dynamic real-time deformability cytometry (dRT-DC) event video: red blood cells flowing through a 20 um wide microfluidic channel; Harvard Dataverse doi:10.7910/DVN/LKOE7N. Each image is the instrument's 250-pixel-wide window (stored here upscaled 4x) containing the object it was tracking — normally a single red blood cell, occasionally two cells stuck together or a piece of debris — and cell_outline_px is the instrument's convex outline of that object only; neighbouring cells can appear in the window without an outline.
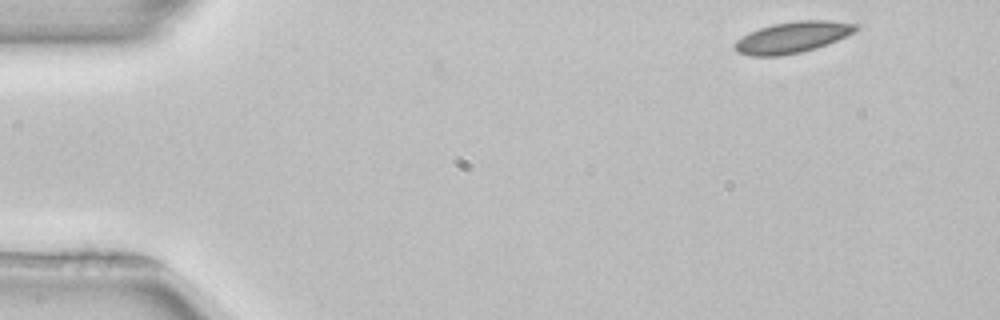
{"species": "common noctule bat (a hibernating species)", "species_latin": "Nyctalus noctula", "temperature_condition": "room temperature", "stored_images_in_passage": 2, "camera_frame_rate_fps": 3000, "um_per_image_px": 0.085, "animal": {"sex": "female", "body_mass_g": 22.7, "forearm_length_mm": 54.2}, "frame": {"image": 1, "passage_image": 2, "time_ms": 0.333, "image_size_px": [1000, 320], "cell_outline_px": [[860, 28], [828, 44], [816, 48], [800, 52], [780, 56], [752, 56], [736, 52], [732, 48], [732, 44], [736, 40], [748, 32], [772, 24], [796, 20], [828, 20], [860, 24]], "centroid_in_image_um": [67.31, 3.17], "position_along_channel_um": 17.7, "area_um2": 22.2}}